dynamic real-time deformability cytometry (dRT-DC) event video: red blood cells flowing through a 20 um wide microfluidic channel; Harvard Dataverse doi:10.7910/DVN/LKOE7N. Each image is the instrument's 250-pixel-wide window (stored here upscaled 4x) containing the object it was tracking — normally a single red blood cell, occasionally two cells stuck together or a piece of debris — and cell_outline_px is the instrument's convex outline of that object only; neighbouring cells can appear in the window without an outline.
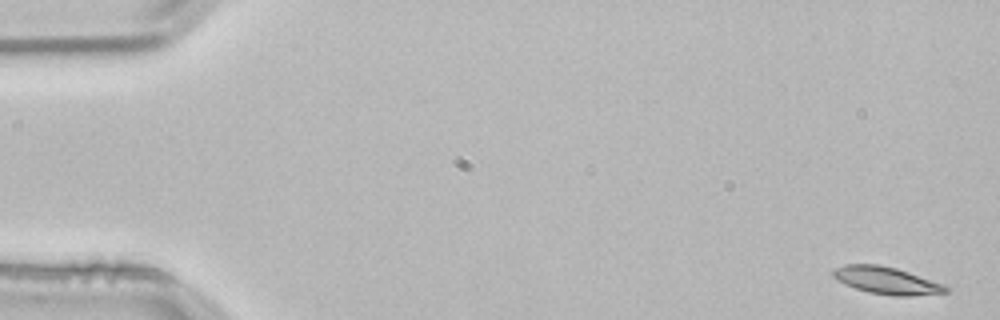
{"species": "common noctule bat (a hibernating species)", "species_latin": "Nyctalus noctula", "temperature_condition": "room temperature", "stored_images_in_passage": 53, "camera_frame_rate_fps": 3000, "um_per_image_px": 0.085, "animal": {"sex": "male", "body_mass_g": 21.5, "forearm_length_mm": 52.0}, "frame": {"image": 1, "passage_image": 1, "time_ms": 0.0, "image_size_px": [1000, 320], "cell_outline_px": [[952, 288], [948, 292], [912, 296], [892, 296], [868, 292], [856, 288], [836, 280], [832, 276], [832, 272], [836, 268], [844, 264], [880, 264], [896, 268], [944, 284]], "centroid_in_image_um": [75.38, 23.84], "position_along_channel_um": 9.6, "area_um2": 17.98}}
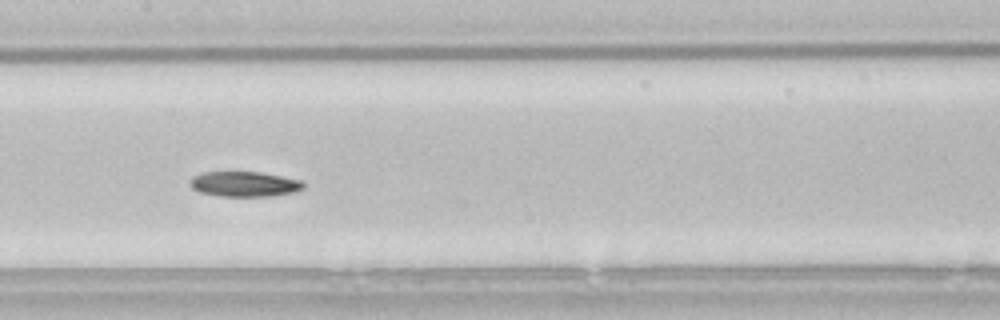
{"frame": {"image": 2, "passage_image": 26, "time_ms": 8.333, "image_size_px": [1000, 320], "cell_outline_px": [[304, 188], [296, 192], [272, 196], [220, 196], [200, 192], [192, 188], [188, 184], [188, 180], [192, 176], [200, 172], [260, 172], [300, 180], [304, 184]], "centroid_in_image_um": [20.73, 15.64], "position_along_channel_um": 186.7, "area_um2": 16.76}}
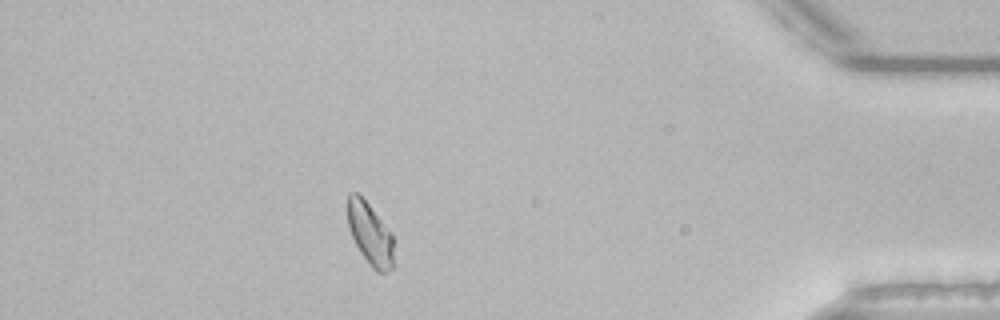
{"frame": {"image": 3, "passage_image": 47, "time_ms": 15.333, "image_size_px": [1000, 320], "cell_outline_px": [[392, 268], [388, 272], [376, 272], [372, 268], [360, 252], [348, 228], [348, 192], [356, 192], [368, 204], [392, 232]], "centroid_in_image_um": [31.44, 19.88], "position_along_channel_um": 403.8, "area_um2": 16.47}, "authors_computed_cell_mechanics": {"area_um2": 17.34, "velocity_mm_per_s": 3.7783, "shape_relaxation_time_tau1_ms": 6.7857, "shape_relaxation_time_tau2_ms": null, "deformation_change_tau1": 0.1511, "deformation_change_tau2": null}}